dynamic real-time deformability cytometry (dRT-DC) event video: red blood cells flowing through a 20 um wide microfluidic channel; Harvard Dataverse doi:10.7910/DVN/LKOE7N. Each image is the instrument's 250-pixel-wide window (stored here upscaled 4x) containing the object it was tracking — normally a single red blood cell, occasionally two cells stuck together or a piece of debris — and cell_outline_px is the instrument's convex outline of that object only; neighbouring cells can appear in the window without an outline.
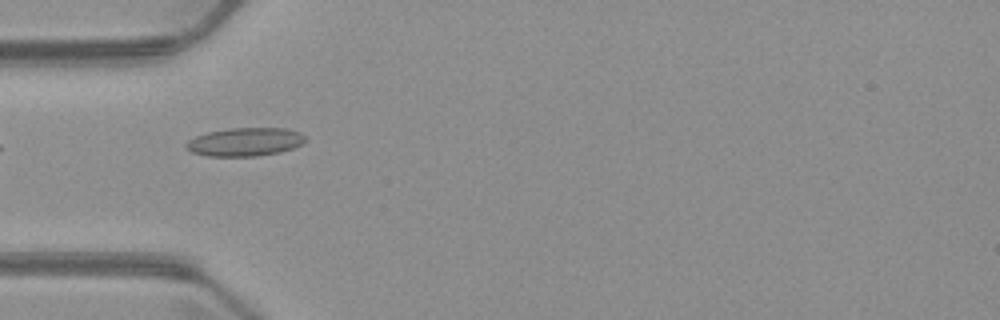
{"species": "common noctule bat (a hibernating species)", "species_latin": "Nyctalus noctula", "temperature_condition": "warm", "stored_images_in_passage": 3, "camera_frame_rate_fps": 3000, "um_per_image_px": 0.085, "animal": {"sex": "male", "body_mass_g": 23.1, "forearm_length_mm": 52.7}, "frame": {"image": 1, "passage_image": 2, "time_ms": 1.333, "image_size_px": [1000, 320], "cell_outline_px": [[304, 140], [300, 144], [292, 148], [280, 152], [256, 156], [208, 156], [192, 152], [184, 144], [188, 140], [196, 136], [208, 132], [232, 128], [284, 128], [300, 132], [304, 136]], "centroid_in_image_um": [20.81, 12.06], "position_along_channel_um": 64.2, "area_um2": 19.48}}
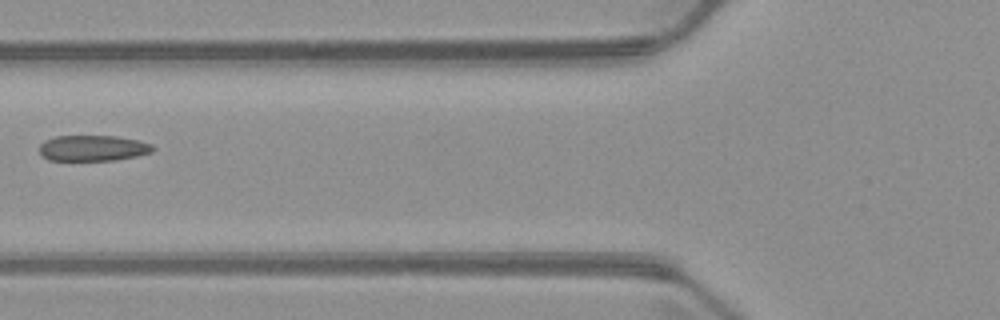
{"frame": {"image": 2, "passage_image": 3, "time_ms": 2.667, "image_size_px": [1000, 320], "cell_outline_px": [[156, 148], [152, 152], [136, 156], [116, 160], [48, 160], [40, 156], [40, 144], [44, 140], [56, 136], [116, 136], [136, 140], [152, 144]], "centroid_in_image_um": [7.88, 12.59], "position_along_channel_um": 117.9, "area_um2": 17.11}}